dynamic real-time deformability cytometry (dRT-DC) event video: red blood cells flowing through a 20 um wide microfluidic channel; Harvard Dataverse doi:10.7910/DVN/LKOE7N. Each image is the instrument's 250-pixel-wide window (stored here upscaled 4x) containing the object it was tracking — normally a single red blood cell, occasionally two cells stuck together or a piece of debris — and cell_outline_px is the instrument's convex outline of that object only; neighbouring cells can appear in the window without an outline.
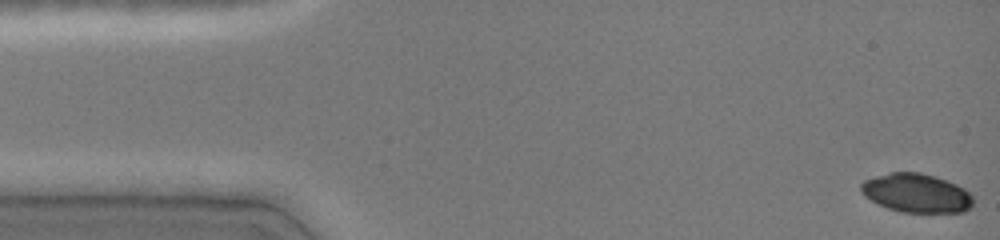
{"species": "common noctule bat (a hibernating species)", "species_latin": "Nyctalus noctula", "temperature_condition": "cold", "stored_images_in_passage": 45, "camera_frame_rate_fps": 3000, "um_per_image_px": 0.085, "animal": {"sex": "female", "body_mass_g": 19.0, "forearm_length_mm": 51.5}, "frame": {"image": 1, "passage_image": 1, "time_ms": 0.0, "image_size_px": [1000, 240], "cell_outline_px": [[972, 204], [964, 212], [900, 212], [888, 208], [864, 196], [860, 192], [860, 184], [864, 180], [876, 176], [892, 172], [920, 172], [936, 176], [948, 180], [964, 188], [972, 196]], "centroid_in_image_um": [77.88, 16.4], "position_along_channel_um": 7.1, "area_um2": 25.37}}
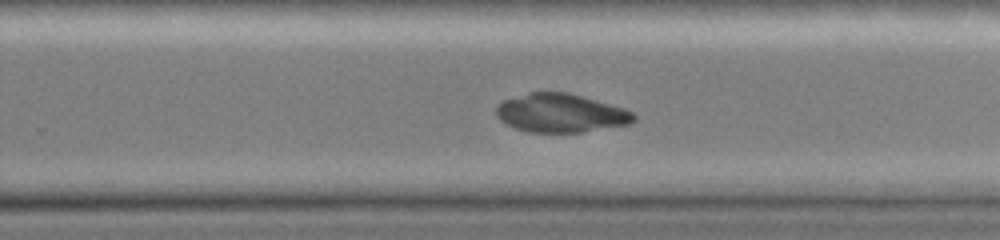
{"frame": {"image": 2, "passage_image": 30, "time_ms": 9.667, "image_size_px": [1000, 240], "cell_outline_px": [[636, 120], [628, 124], [580, 132], [528, 132], [516, 128], [500, 120], [496, 116], [496, 108], [504, 100], [528, 92], [568, 92], [624, 108], [632, 112], [636, 116]], "centroid_in_image_um": [47.66, 9.6], "position_along_channel_um": 282.1, "area_um2": 30.69}}
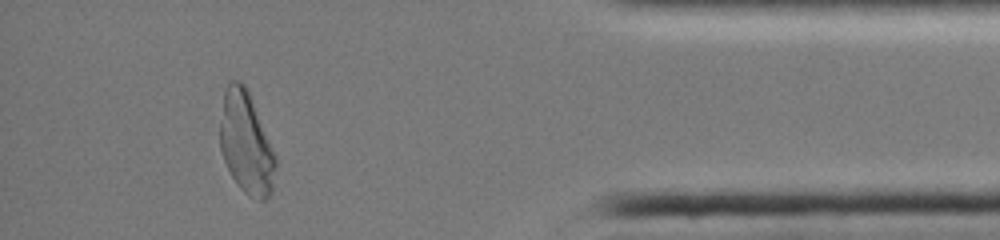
{"frame": {"image": 3, "passage_image": 42, "time_ms": 13.667, "image_size_px": [1000, 240], "cell_outline_px": [[276, 168], [272, 192], [264, 200], [256, 200], [248, 196], [240, 188], [232, 176], [224, 160], [220, 148], [220, 120], [224, 88], [228, 80], [240, 80], [248, 88], [276, 156]], "centroid_in_image_um": [20.92, 12.12], "position_along_channel_um": 414.3, "area_um2": 33.41}}